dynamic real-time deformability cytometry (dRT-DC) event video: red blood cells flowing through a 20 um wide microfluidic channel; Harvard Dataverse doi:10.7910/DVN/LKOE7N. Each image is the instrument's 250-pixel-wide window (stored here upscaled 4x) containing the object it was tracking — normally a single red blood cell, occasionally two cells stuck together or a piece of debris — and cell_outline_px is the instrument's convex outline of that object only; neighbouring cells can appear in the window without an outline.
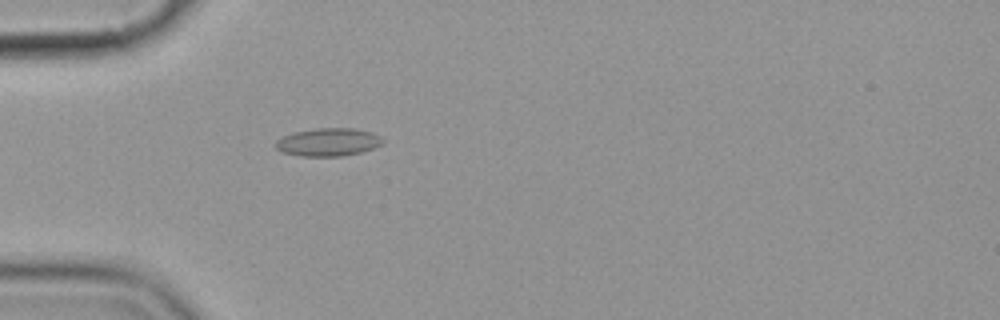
{"species": "common noctule bat (a hibernating species)", "species_latin": "Nyctalus noctula", "temperature_condition": "cold", "stored_images_in_passage": 4, "camera_frame_rate_fps": 3000, "um_per_image_px": 0.085, "animal": {"sex": "female", "body_mass_g": 19.9}, "frame": {"image": 1, "passage_image": 4, "time_ms": 3.667, "image_size_px": [1000, 320], "cell_outline_px": [[384, 140], [380, 144], [372, 148], [360, 152], [344, 156], [300, 156], [280, 152], [276, 148], [276, 140], [284, 136], [296, 132], [316, 128], [352, 128], [372, 132], [380, 136]], "centroid_in_image_um": [27.88, 12.08], "position_along_channel_um": 57.1, "area_um2": 17.34}}